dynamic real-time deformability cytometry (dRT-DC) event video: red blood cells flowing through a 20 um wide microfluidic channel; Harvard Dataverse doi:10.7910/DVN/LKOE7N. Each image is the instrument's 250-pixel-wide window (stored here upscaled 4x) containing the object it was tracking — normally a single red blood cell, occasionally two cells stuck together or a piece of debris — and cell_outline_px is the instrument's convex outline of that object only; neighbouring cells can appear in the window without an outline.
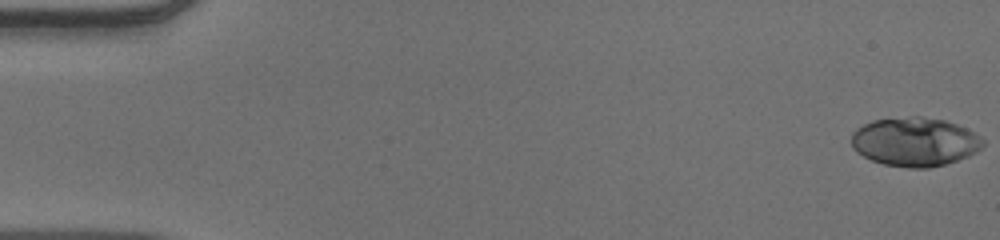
{"species": "human", "species_latin": "Homo sapiens", "temperature_condition": "warm", "stored_images_in_passage": 53, "camera_frame_rate_fps": 3000, "um_per_image_px": 0.085, "donor": {"sex": "male"}, "frame": {"image": 1, "passage_image": 1, "time_ms": 0.0, "image_size_px": [1000, 240], "cell_outline_px": [[984, 144], [976, 152], [968, 156], [944, 164], [928, 168], [908, 168], [884, 164], [872, 160], [856, 152], [852, 148], [852, 132], [856, 128], [872, 120], [912, 116], [920, 116], [944, 120], [956, 124], [980, 136], [984, 140]], "centroid_in_image_um": [77.73, 12.05], "position_along_channel_um": 7.3, "area_um2": 37.4}}
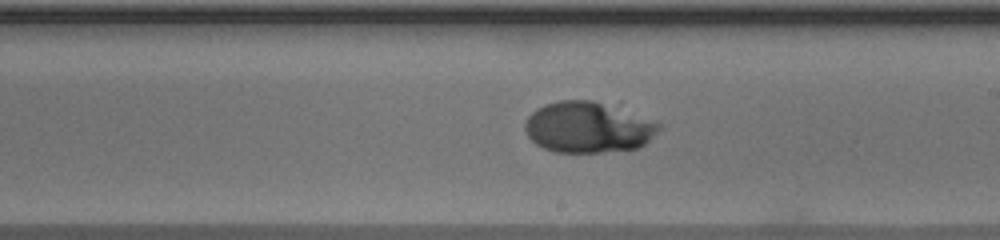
{"frame": {"image": 2, "passage_image": 31, "time_ms": 10.0, "image_size_px": [1000, 240], "cell_outline_px": [[660, 128], [644, 144], [636, 148], [600, 152], [552, 152], [536, 144], [528, 136], [524, 128], [524, 124], [528, 116], [536, 108], [544, 104], [560, 100], [592, 100], [660, 124]], "centroid_in_image_um": [49.88, 10.83], "position_along_channel_um": 239.1, "area_um2": 38.9}}
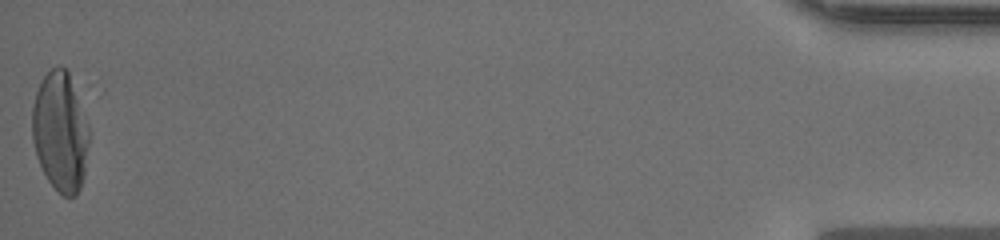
{"frame": {"image": 3, "passage_image": 53, "time_ms": 17.333, "image_size_px": [1000, 240], "cell_outline_px": [[92, 132], [84, 176], [80, 188], [76, 196], [64, 196], [48, 180], [36, 156], [32, 140], [32, 108], [36, 92], [44, 76], [56, 64], [60, 64], [68, 72]], "centroid_in_image_um": [5.15, 11.2], "position_along_channel_um": 430.0, "area_um2": 40.0}, "authors_computed_cell_mechanics": {"area_um2": 37.7434, "velocity_mm_per_s": 3.9044, "shape_relaxation_time_tau1_ms": 4.3616, "shape_relaxation_time_tau2_ms": null, "deformation_change_tau1": 0.2256, "deformation_change_tau2": null}}